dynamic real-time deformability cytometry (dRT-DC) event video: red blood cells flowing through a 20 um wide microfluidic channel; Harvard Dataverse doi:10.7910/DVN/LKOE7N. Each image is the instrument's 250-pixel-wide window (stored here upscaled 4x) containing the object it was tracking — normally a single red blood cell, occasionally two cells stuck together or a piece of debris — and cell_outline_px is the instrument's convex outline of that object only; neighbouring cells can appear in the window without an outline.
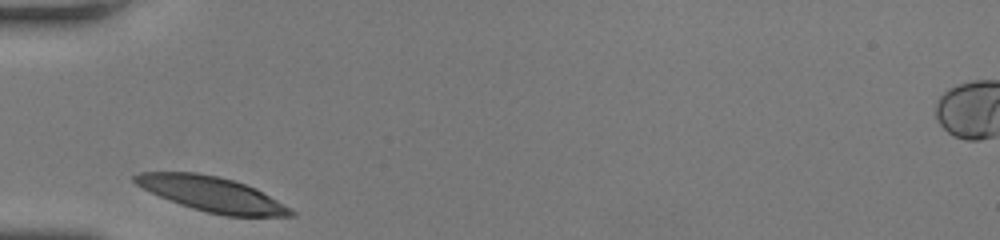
{"species": "human", "species_latin": "Homo sapiens", "temperature_condition": "room temperature", "stored_images_in_passage": 26, "camera_frame_rate_fps": 3000, "um_per_image_px": 0.085, "donor": {"sex": "female"}, "frame": {"image": 1, "passage_image": 1, "time_ms": 0.0, "image_size_px": [1000, 240], "cell_outline_px": [[296, 216], [224, 216], [192, 208], [180, 204], [160, 196], [136, 184], [132, 180], [132, 176], [140, 172], [196, 172], [220, 176], [256, 188], [296, 212]], "centroid_in_image_um": [18.01, 16.49], "position_along_channel_um": 67.0, "area_um2": 31.39}}
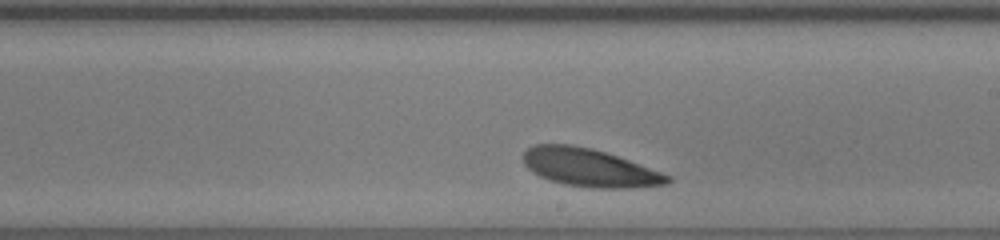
{"frame": {"image": 2, "passage_image": 15, "time_ms": 4.667, "image_size_px": [1000, 240], "cell_outline_px": [[672, 180], [668, 184], [632, 188], [588, 188], [564, 184], [540, 176], [532, 172], [524, 164], [524, 152], [528, 148], [536, 144], [572, 144], [592, 148], [628, 160], [672, 176]], "centroid_in_image_um": [50.12, 14.26], "position_along_channel_um": 238.9, "area_um2": 31.85}}
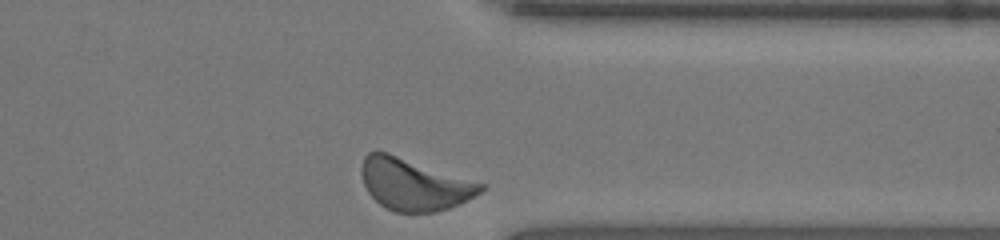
{"frame": {"image": 3, "passage_image": 26, "time_ms": 8.333, "image_size_px": [1000, 240], "cell_outline_px": [[488, 188], [460, 204], [436, 212], [396, 212], [384, 208], [368, 192], [364, 184], [360, 172], [360, 168], [364, 156], [368, 152], [388, 152], [488, 184]], "centroid_in_image_um": [35.23, 15.66], "position_along_channel_um": 376.2, "area_um2": 36.41}, "authors_computed_cell_mechanics": {"area_um2": 32.2813, "velocity_mm_per_s": 3.7519, "shape_relaxation_time_tau1_ms": 0.6533, "shape_relaxation_time_tau2_ms": null, "deformation_change_tau1": 0.0525, "deformation_change_tau2": null}}